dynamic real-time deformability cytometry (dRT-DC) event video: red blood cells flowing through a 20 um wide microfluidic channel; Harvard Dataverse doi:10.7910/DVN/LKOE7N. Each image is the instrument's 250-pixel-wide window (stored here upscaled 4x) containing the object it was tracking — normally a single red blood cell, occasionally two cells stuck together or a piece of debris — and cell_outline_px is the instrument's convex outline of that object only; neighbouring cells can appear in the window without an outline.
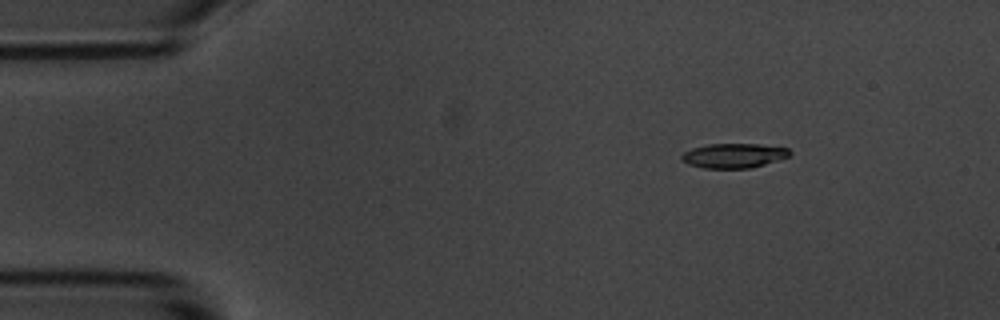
{"species": "common noctule bat (a hibernating species)", "species_latin": "Nyctalus noctula", "temperature_condition": "room temperature", "stored_images_in_passage": 3, "camera_frame_rate_fps": 3000, "um_per_image_px": 0.085, "animal": {"sex": "male", "body_mass_g": 20.1, "forearm_length_mm": 53.5}, "frame": {"image": 1, "passage_image": 1, "time_ms": 0.0, "image_size_px": [1000, 320], "cell_outline_px": [[792, 156], [752, 168], [704, 168], [688, 164], [680, 160], [680, 156], [684, 152], [692, 148], [708, 144], [760, 144], [788, 148], [792, 152]], "centroid_in_image_um": [62.39, 13.23], "position_along_channel_um": 22.6, "area_um2": 15.66}}